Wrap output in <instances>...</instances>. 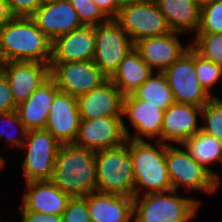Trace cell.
<instances>
[{
	"mask_svg": "<svg viewBox=\"0 0 222 222\" xmlns=\"http://www.w3.org/2000/svg\"><path fill=\"white\" fill-rule=\"evenodd\" d=\"M31 18L50 40L83 26L68 0L43 4Z\"/></svg>",
	"mask_w": 222,
	"mask_h": 222,
	"instance_id": "cell-20",
	"label": "cell"
},
{
	"mask_svg": "<svg viewBox=\"0 0 222 222\" xmlns=\"http://www.w3.org/2000/svg\"><path fill=\"white\" fill-rule=\"evenodd\" d=\"M164 110L150 102L137 99L133 94L124 96L123 117H128L135 133H129L127 140L161 141ZM132 134V135H131Z\"/></svg>",
	"mask_w": 222,
	"mask_h": 222,
	"instance_id": "cell-14",
	"label": "cell"
},
{
	"mask_svg": "<svg viewBox=\"0 0 222 222\" xmlns=\"http://www.w3.org/2000/svg\"><path fill=\"white\" fill-rule=\"evenodd\" d=\"M95 26L83 25L52 40L49 64L93 60Z\"/></svg>",
	"mask_w": 222,
	"mask_h": 222,
	"instance_id": "cell-18",
	"label": "cell"
},
{
	"mask_svg": "<svg viewBox=\"0 0 222 222\" xmlns=\"http://www.w3.org/2000/svg\"><path fill=\"white\" fill-rule=\"evenodd\" d=\"M94 63L110 79L135 44L116 19L95 26Z\"/></svg>",
	"mask_w": 222,
	"mask_h": 222,
	"instance_id": "cell-8",
	"label": "cell"
},
{
	"mask_svg": "<svg viewBox=\"0 0 222 222\" xmlns=\"http://www.w3.org/2000/svg\"><path fill=\"white\" fill-rule=\"evenodd\" d=\"M93 2L104 9L113 19L117 18L122 6L119 0H93Z\"/></svg>",
	"mask_w": 222,
	"mask_h": 222,
	"instance_id": "cell-38",
	"label": "cell"
},
{
	"mask_svg": "<svg viewBox=\"0 0 222 222\" xmlns=\"http://www.w3.org/2000/svg\"><path fill=\"white\" fill-rule=\"evenodd\" d=\"M137 99L157 105L164 111L175 101L164 73L154 72L132 93Z\"/></svg>",
	"mask_w": 222,
	"mask_h": 222,
	"instance_id": "cell-27",
	"label": "cell"
},
{
	"mask_svg": "<svg viewBox=\"0 0 222 222\" xmlns=\"http://www.w3.org/2000/svg\"><path fill=\"white\" fill-rule=\"evenodd\" d=\"M200 204L193 197L179 196L175 190L142 194L133 197V222H190Z\"/></svg>",
	"mask_w": 222,
	"mask_h": 222,
	"instance_id": "cell-4",
	"label": "cell"
},
{
	"mask_svg": "<svg viewBox=\"0 0 222 222\" xmlns=\"http://www.w3.org/2000/svg\"><path fill=\"white\" fill-rule=\"evenodd\" d=\"M121 5L127 4V3H135V2H142L145 0H119Z\"/></svg>",
	"mask_w": 222,
	"mask_h": 222,
	"instance_id": "cell-41",
	"label": "cell"
},
{
	"mask_svg": "<svg viewBox=\"0 0 222 222\" xmlns=\"http://www.w3.org/2000/svg\"><path fill=\"white\" fill-rule=\"evenodd\" d=\"M0 71L9 81L16 106L50 78L49 63L8 61L1 64Z\"/></svg>",
	"mask_w": 222,
	"mask_h": 222,
	"instance_id": "cell-13",
	"label": "cell"
},
{
	"mask_svg": "<svg viewBox=\"0 0 222 222\" xmlns=\"http://www.w3.org/2000/svg\"><path fill=\"white\" fill-rule=\"evenodd\" d=\"M21 222H62L61 215L43 214L33 211H19Z\"/></svg>",
	"mask_w": 222,
	"mask_h": 222,
	"instance_id": "cell-37",
	"label": "cell"
},
{
	"mask_svg": "<svg viewBox=\"0 0 222 222\" xmlns=\"http://www.w3.org/2000/svg\"><path fill=\"white\" fill-rule=\"evenodd\" d=\"M195 69L202 88L212 98H217L210 89L219 82L222 77V66L212 61L202 58L195 52Z\"/></svg>",
	"mask_w": 222,
	"mask_h": 222,
	"instance_id": "cell-31",
	"label": "cell"
},
{
	"mask_svg": "<svg viewBox=\"0 0 222 222\" xmlns=\"http://www.w3.org/2000/svg\"><path fill=\"white\" fill-rule=\"evenodd\" d=\"M13 14L10 11L6 0H0V29L7 24L12 18Z\"/></svg>",
	"mask_w": 222,
	"mask_h": 222,
	"instance_id": "cell-39",
	"label": "cell"
},
{
	"mask_svg": "<svg viewBox=\"0 0 222 222\" xmlns=\"http://www.w3.org/2000/svg\"><path fill=\"white\" fill-rule=\"evenodd\" d=\"M130 133L123 117L81 119L75 145L97 152L114 148L127 141Z\"/></svg>",
	"mask_w": 222,
	"mask_h": 222,
	"instance_id": "cell-12",
	"label": "cell"
},
{
	"mask_svg": "<svg viewBox=\"0 0 222 222\" xmlns=\"http://www.w3.org/2000/svg\"><path fill=\"white\" fill-rule=\"evenodd\" d=\"M97 191L135 197L134 168L129 140L122 145L95 152Z\"/></svg>",
	"mask_w": 222,
	"mask_h": 222,
	"instance_id": "cell-5",
	"label": "cell"
},
{
	"mask_svg": "<svg viewBox=\"0 0 222 222\" xmlns=\"http://www.w3.org/2000/svg\"><path fill=\"white\" fill-rule=\"evenodd\" d=\"M59 91L55 81L50 77L26 101L16 107L19 119L28 131L45 129L49 110Z\"/></svg>",
	"mask_w": 222,
	"mask_h": 222,
	"instance_id": "cell-22",
	"label": "cell"
},
{
	"mask_svg": "<svg viewBox=\"0 0 222 222\" xmlns=\"http://www.w3.org/2000/svg\"><path fill=\"white\" fill-rule=\"evenodd\" d=\"M14 17H31L41 6L40 0H6Z\"/></svg>",
	"mask_w": 222,
	"mask_h": 222,
	"instance_id": "cell-35",
	"label": "cell"
},
{
	"mask_svg": "<svg viewBox=\"0 0 222 222\" xmlns=\"http://www.w3.org/2000/svg\"><path fill=\"white\" fill-rule=\"evenodd\" d=\"M155 2L172 31L196 34L200 24L201 7L194 0H155Z\"/></svg>",
	"mask_w": 222,
	"mask_h": 222,
	"instance_id": "cell-24",
	"label": "cell"
},
{
	"mask_svg": "<svg viewBox=\"0 0 222 222\" xmlns=\"http://www.w3.org/2000/svg\"><path fill=\"white\" fill-rule=\"evenodd\" d=\"M70 197L97 191L95 152L73 144H62L50 179Z\"/></svg>",
	"mask_w": 222,
	"mask_h": 222,
	"instance_id": "cell-1",
	"label": "cell"
},
{
	"mask_svg": "<svg viewBox=\"0 0 222 222\" xmlns=\"http://www.w3.org/2000/svg\"><path fill=\"white\" fill-rule=\"evenodd\" d=\"M61 146L62 144L45 129L27 132L21 147L26 151L22 162L25 183L51 179Z\"/></svg>",
	"mask_w": 222,
	"mask_h": 222,
	"instance_id": "cell-7",
	"label": "cell"
},
{
	"mask_svg": "<svg viewBox=\"0 0 222 222\" xmlns=\"http://www.w3.org/2000/svg\"><path fill=\"white\" fill-rule=\"evenodd\" d=\"M200 7L215 0H194Z\"/></svg>",
	"mask_w": 222,
	"mask_h": 222,
	"instance_id": "cell-40",
	"label": "cell"
},
{
	"mask_svg": "<svg viewBox=\"0 0 222 222\" xmlns=\"http://www.w3.org/2000/svg\"><path fill=\"white\" fill-rule=\"evenodd\" d=\"M149 142L129 140V153L134 168L135 196L172 190L165 160L167 144L156 140V145ZM142 189L146 191L141 193Z\"/></svg>",
	"mask_w": 222,
	"mask_h": 222,
	"instance_id": "cell-3",
	"label": "cell"
},
{
	"mask_svg": "<svg viewBox=\"0 0 222 222\" xmlns=\"http://www.w3.org/2000/svg\"><path fill=\"white\" fill-rule=\"evenodd\" d=\"M9 81L0 71V113L16 110Z\"/></svg>",
	"mask_w": 222,
	"mask_h": 222,
	"instance_id": "cell-36",
	"label": "cell"
},
{
	"mask_svg": "<svg viewBox=\"0 0 222 222\" xmlns=\"http://www.w3.org/2000/svg\"><path fill=\"white\" fill-rule=\"evenodd\" d=\"M61 0H40L41 5L47 4V3H52V2H57Z\"/></svg>",
	"mask_w": 222,
	"mask_h": 222,
	"instance_id": "cell-43",
	"label": "cell"
},
{
	"mask_svg": "<svg viewBox=\"0 0 222 222\" xmlns=\"http://www.w3.org/2000/svg\"><path fill=\"white\" fill-rule=\"evenodd\" d=\"M0 122L3 123L4 125H6V124L10 125L9 126L10 128L14 126L12 131L14 132V131L17 130L16 132L20 133L19 136H18L17 133H16L17 135H15V133H13L15 136L13 134H10V133H7V132H6L7 133L6 134L4 132L7 129H5V131L3 129H1V128H3L2 125H1V127H0V138H2V137L5 138V141L8 144L10 143L11 146L13 145V146L17 147V149L21 148L23 146L24 140L26 139V135H27L28 130L23 125V123L20 121L16 110L10 111V112H5V113H0ZM7 125H6V127H8ZM15 127L16 128L18 127V128L15 129Z\"/></svg>",
	"mask_w": 222,
	"mask_h": 222,
	"instance_id": "cell-33",
	"label": "cell"
},
{
	"mask_svg": "<svg viewBox=\"0 0 222 222\" xmlns=\"http://www.w3.org/2000/svg\"><path fill=\"white\" fill-rule=\"evenodd\" d=\"M26 187L20 211L62 215L71 198L50 180L27 182Z\"/></svg>",
	"mask_w": 222,
	"mask_h": 222,
	"instance_id": "cell-21",
	"label": "cell"
},
{
	"mask_svg": "<svg viewBox=\"0 0 222 222\" xmlns=\"http://www.w3.org/2000/svg\"><path fill=\"white\" fill-rule=\"evenodd\" d=\"M152 73L153 70L134 48L120 62L110 80L124 95H128L135 92Z\"/></svg>",
	"mask_w": 222,
	"mask_h": 222,
	"instance_id": "cell-25",
	"label": "cell"
},
{
	"mask_svg": "<svg viewBox=\"0 0 222 222\" xmlns=\"http://www.w3.org/2000/svg\"><path fill=\"white\" fill-rule=\"evenodd\" d=\"M163 73L176 103L203 107L212 98L199 83L195 51L191 47Z\"/></svg>",
	"mask_w": 222,
	"mask_h": 222,
	"instance_id": "cell-10",
	"label": "cell"
},
{
	"mask_svg": "<svg viewBox=\"0 0 222 222\" xmlns=\"http://www.w3.org/2000/svg\"><path fill=\"white\" fill-rule=\"evenodd\" d=\"M201 119L205 122L201 130L222 142V99L211 98L202 107Z\"/></svg>",
	"mask_w": 222,
	"mask_h": 222,
	"instance_id": "cell-29",
	"label": "cell"
},
{
	"mask_svg": "<svg viewBox=\"0 0 222 222\" xmlns=\"http://www.w3.org/2000/svg\"><path fill=\"white\" fill-rule=\"evenodd\" d=\"M222 33V0L201 6L200 24L196 34Z\"/></svg>",
	"mask_w": 222,
	"mask_h": 222,
	"instance_id": "cell-30",
	"label": "cell"
},
{
	"mask_svg": "<svg viewBox=\"0 0 222 222\" xmlns=\"http://www.w3.org/2000/svg\"><path fill=\"white\" fill-rule=\"evenodd\" d=\"M80 121L77 97L59 91L49 110L45 130L61 144H73L79 133Z\"/></svg>",
	"mask_w": 222,
	"mask_h": 222,
	"instance_id": "cell-16",
	"label": "cell"
},
{
	"mask_svg": "<svg viewBox=\"0 0 222 222\" xmlns=\"http://www.w3.org/2000/svg\"><path fill=\"white\" fill-rule=\"evenodd\" d=\"M61 217L62 222H91L87 195L82 197H71Z\"/></svg>",
	"mask_w": 222,
	"mask_h": 222,
	"instance_id": "cell-34",
	"label": "cell"
},
{
	"mask_svg": "<svg viewBox=\"0 0 222 222\" xmlns=\"http://www.w3.org/2000/svg\"><path fill=\"white\" fill-rule=\"evenodd\" d=\"M199 116H202V107L174 102L164 112L161 142L182 144L201 130Z\"/></svg>",
	"mask_w": 222,
	"mask_h": 222,
	"instance_id": "cell-19",
	"label": "cell"
},
{
	"mask_svg": "<svg viewBox=\"0 0 222 222\" xmlns=\"http://www.w3.org/2000/svg\"><path fill=\"white\" fill-rule=\"evenodd\" d=\"M124 94L107 79L100 86L77 97L81 119L123 117Z\"/></svg>",
	"mask_w": 222,
	"mask_h": 222,
	"instance_id": "cell-15",
	"label": "cell"
},
{
	"mask_svg": "<svg viewBox=\"0 0 222 222\" xmlns=\"http://www.w3.org/2000/svg\"><path fill=\"white\" fill-rule=\"evenodd\" d=\"M52 40L31 17H13L0 29L2 62L33 61L49 63Z\"/></svg>",
	"mask_w": 222,
	"mask_h": 222,
	"instance_id": "cell-2",
	"label": "cell"
},
{
	"mask_svg": "<svg viewBox=\"0 0 222 222\" xmlns=\"http://www.w3.org/2000/svg\"><path fill=\"white\" fill-rule=\"evenodd\" d=\"M49 65L50 77L58 89L74 97L91 91L108 79L93 60Z\"/></svg>",
	"mask_w": 222,
	"mask_h": 222,
	"instance_id": "cell-11",
	"label": "cell"
},
{
	"mask_svg": "<svg viewBox=\"0 0 222 222\" xmlns=\"http://www.w3.org/2000/svg\"><path fill=\"white\" fill-rule=\"evenodd\" d=\"M190 47L202 58L222 66V33L195 34Z\"/></svg>",
	"mask_w": 222,
	"mask_h": 222,
	"instance_id": "cell-28",
	"label": "cell"
},
{
	"mask_svg": "<svg viewBox=\"0 0 222 222\" xmlns=\"http://www.w3.org/2000/svg\"><path fill=\"white\" fill-rule=\"evenodd\" d=\"M179 32H170L163 36L144 38L135 43V49L153 72L163 73L190 48L184 45Z\"/></svg>",
	"mask_w": 222,
	"mask_h": 222,
	"instance_id": "cell-17",
	"label": "cell"
},
{
	"mask_svg": "<svg viewBox=\"0 0 222 222\" xmlns=\"http://www.w3.org/2000/svg\"><path fill=\"white\" fill-rule=\"evenodd\" d=\"M87 204L91 222H133V197L94 191Z\"/></svg>",
	"mask_w": 222,
	"mask_h": 222,
	"instance_id": "cell-23",
	"label": "cell"
},
{
	"mask_svg": "<svg viewBox=\"0 0 222 222\" xmlns=\"http://www.w3.org/2000/svg\"><path fill=\"white\" fill-rule=\"evenodd\" d=\"M76 10L83 25L96 26L110 22L113 18L93 0H68Z\"/></svg>",
	"mask_w": 222,
	"mask_h": 222,
	"instance_id": "cell-32",
	"label": "cell"
},
{
	"mask_svg": "<svg viewBox=\"0 0 222 222\" xmlns=\"http://www.w3.org/2000/svg\"><path fill=\"white\" fill-rule=\"evenodd\" d=\"M116 20L134 44L144 38L163 36L172 32L155 0L122 5Z\"/></svg>",
	"mask_w": 222,
	"mask_h": 222,
	"instance_id": "cell-9",
	"label": "cell"
},
{
	"mask_svg": "<svg viewBox=\"0 0 222 222\" xmlns=\"http://www.w3.org/2000/svg\"><path fill=\"white\" fill-rule=\"evenodd\" d=\"M165 160L172 190L184 188L213 194L219 188L218 180L198 164L185 148L180 149L173 144H167Z\"/></svg>",
	"mask_w": 222,
	"mask_h": 222,
	"instance_id": "cell-6",
	"label": "cell"
},
{
	"mask_svg": "<svg viewBox=\"0 0 222 222\" xmlns=\"http://www.w3.org/2000/svg\"><path fill=\"white\" fill-rule=\"evenodd\" d=\"M2 63H3V62H2L1 50H0V66H1Z\"/></svg>",
	"mask_w": 222,
	"mask_h": 222,
	"instance_id": "cell-44",
	"label": "cell"
},
{
	"mask_svg": "<svg viewBox=\"0 0 222 222\" xmlns=\"http://www.w3.org/2000/svg\"><path fill=\"white\" fill-rule=\"evenodd\" d=\"M5 162H6V160H5V159L3 158V156L1 155V156H0V172H1V170L4 168Z\"/></svg>",
	"mask_w": 222,
	"mask_h": 222,
	"instance_id": "cell-42",
	"label": "cell"
},
{
	"mask_svg": "<svg viewBox=\"0 0 222 222\" xmlns=\"http://www.w3.org/2000/svg\"><path fill=\"white\" fill-rule=\"evenodd\" d=\"M185 148L192 158L205 169H207L220 185L219 174L212 170L211 165L218 161L222 164V142L217 138L204 133L202 130L185 140L182 144H177Z\"/></svg>",
	"mask_w": 222,
	"mask_h": 222,
	"instance_id": "cell-26",
	"label": "cell"
}]
</instances>
